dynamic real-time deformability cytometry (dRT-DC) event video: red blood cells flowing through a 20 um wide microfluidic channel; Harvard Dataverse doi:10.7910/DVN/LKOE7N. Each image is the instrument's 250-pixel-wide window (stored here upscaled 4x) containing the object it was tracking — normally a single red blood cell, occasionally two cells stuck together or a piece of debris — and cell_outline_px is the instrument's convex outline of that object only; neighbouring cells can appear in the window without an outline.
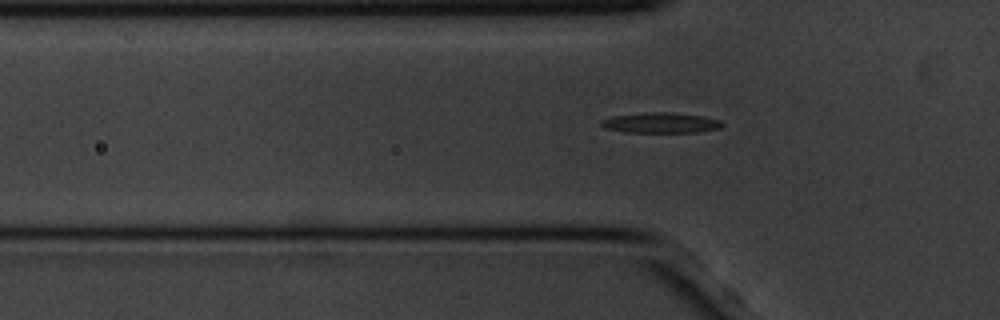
{"species": "common noctule bat (a hibernating species)", "species_latin": "Nyctalus noctula", "temperature_condition": "cold", "stored_images_in_passage": 4, "camera_frame_rate_fps": 3000, "um_per_image_px": 0.085, "animal": {"sex": "male", "body_mass_g": 20.1, "forearm_length_mm": 53.5}, "frame": {"image": 1, "passage_image": 4, "time_ms": 1.0, "image_size_px": [1000, 320], "cell_outline_px": [[724, 124], [720, 128], [696, 132], [624, 132], [604, 128], [600, 124], [600, 120], [612, 116], [644, 112], [668, 112], [700, 116], [720, 120]], "centroid_in_image_um": [56.11, 10.44], "position_along_channel_um": 69.7, "area_um2": 14.33}}